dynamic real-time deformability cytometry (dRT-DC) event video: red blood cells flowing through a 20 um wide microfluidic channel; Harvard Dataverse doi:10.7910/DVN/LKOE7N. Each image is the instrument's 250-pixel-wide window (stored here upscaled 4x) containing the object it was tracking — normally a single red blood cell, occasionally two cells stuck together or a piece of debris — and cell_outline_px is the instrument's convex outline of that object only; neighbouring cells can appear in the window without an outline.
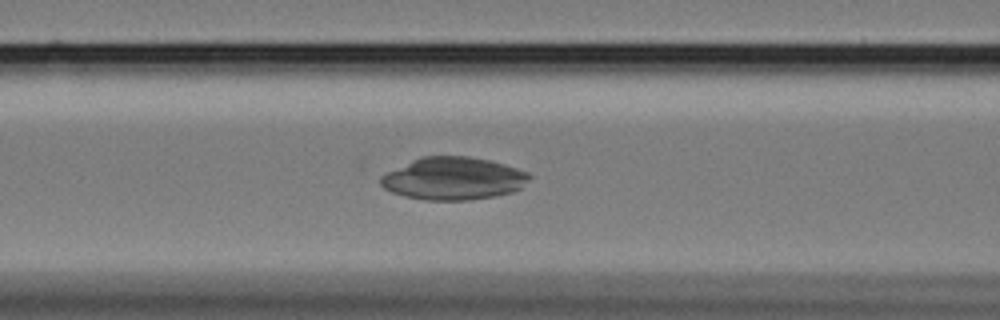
{"species": "Egyptian fruit bat (a non-hibernating species)", "species_latin": "Rousettus aegyptiacus", "temperature_condition": "cold", "stored_images_in_passage": 42, "camera_frame_rate_fps": 3000, "um_per_image_px": 0.085, "animal": {"sex": "female"}, "frame": {"image": 1, "passage_image": 17, "time_ms": 5.333, "image_size_px": [1000, 320], "cell_outline_px": [[532, 176], [520, 188], [512, 192], [496, 196], [468, 200], [424, 200], [404, 196], [392, 192], [384, 188], [380, 184], [380, 176], [412, 160], [424, 156], [468, 156], [488, 160], [504, 164], [528, 172]], "centroid_in_image_um": [38.54, 15.18], "position_along_channel_um": 128.1, "area_um2": 36.76}}
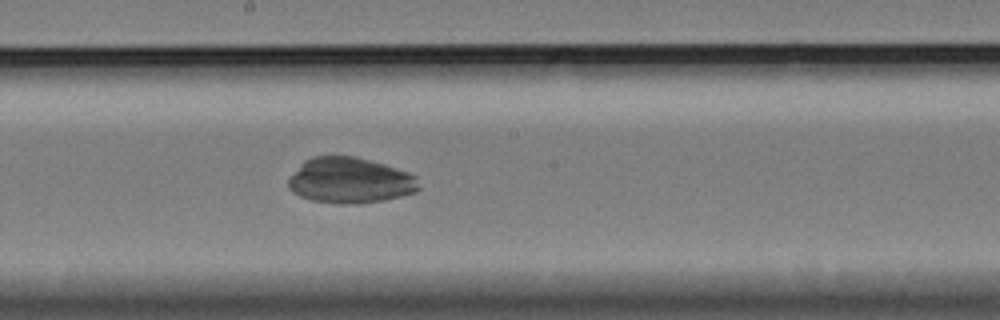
{"frame": {"image": 2, "passage_image": 25, "time_ms": 8.0, "image_size_px": [1000, 320], "cell_outline_px": [[420, 188], [416, 192], [384, 200], [360, 204], [340, 204], [312, 200], [300, 196], [292, 192], [288, 188], [288, 180], [300, 164], [304, 160], [312, 156], [356, 156], [384, 164], [416, 176]], "centroid_in_image_um": [29.73, 15.34], "position_along_channel_um": 218.5, "area_um2": 34.8}}
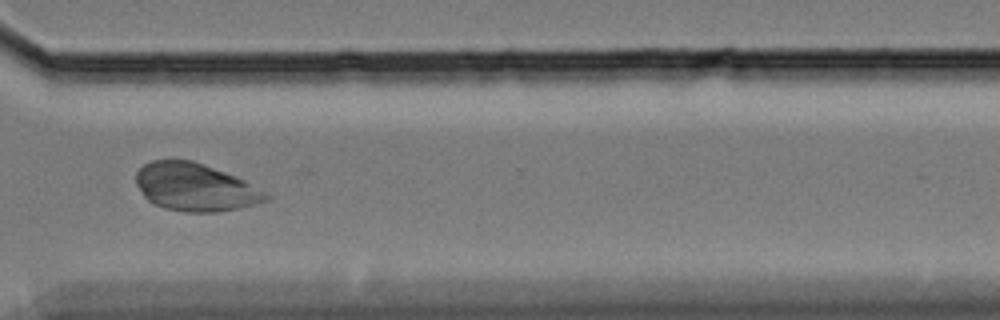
{"frame": {"image": 3, "passage_image": 37, "time_ms": 12.0, "image_size_px": [1000, 320], "cell_outline_px": [[272, 200], [240, 208], [216, 212], [184, 212], [164, 208], [148, 200], [144, 196], [136, 184], [136, 172], [144, 164], [152, 160], [192, 160], [236, 176], [244, 180], [272, 196]], "centroid_in_image_um": [16.61, 15.92], "position_along_channel_um": 354.0, "area_um2": 36.18}}